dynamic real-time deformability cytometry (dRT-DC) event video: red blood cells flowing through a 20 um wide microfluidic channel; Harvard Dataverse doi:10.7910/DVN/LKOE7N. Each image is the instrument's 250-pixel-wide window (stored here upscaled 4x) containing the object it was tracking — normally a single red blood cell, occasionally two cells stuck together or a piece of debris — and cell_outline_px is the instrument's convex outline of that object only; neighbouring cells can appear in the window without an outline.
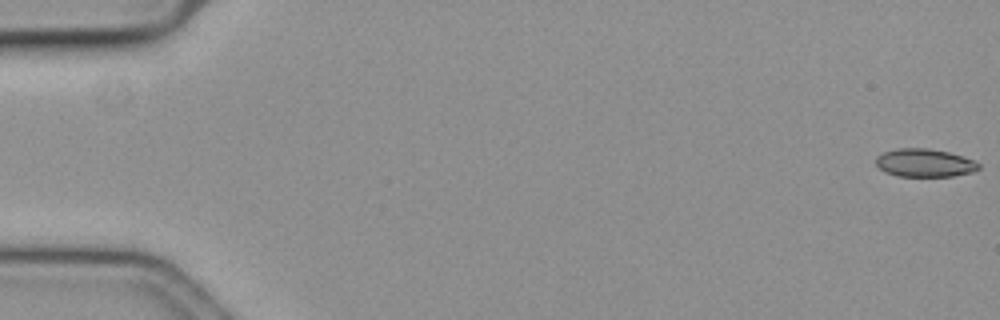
{"species": "common noctule bat (a hibernating species)", "species_latin": "Nyctalus noctula", "temperature_condition": "cold", "stored_images_in_passage": 58, "camera_frame_rate_fps": 3000, "um_per_image_px": 0.085, "animal": {"sex": "female", "body_mass_g": 19.3, "forearm_length_mm": 54.1}, "frame": {"image": 1, "passage_image": 1, "time_ms": 0.0, "image_size_px": [1000, 320], "cell_outline_px": [[980, 168], [972, 172], [952, 176], [896, 176], [884, 172], [876, 164], [876, 156], [884, 152], [896, 148], [928, 148], [948, 152], [972, 160], [980, 164]], "centroid_in_image_um": [78.55, 13.84], "position_along_channel_um": 6.4, "area_um2": 16.76}}
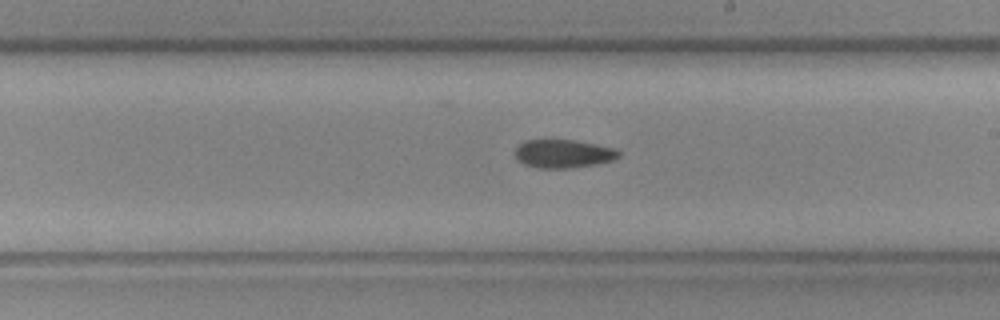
{"frame": {"image": 2, "passage_image": 34, "time_ms": 11.0, "image_size_px": [1000, 320], "cell_outline_px": [[620, 156], [612, 160], [600, 164], [572, 168], [536, 168], [524, 164], [516, 156], [516, 148], [524, 140], [576, 140], [616, 148], [620, 152]], "centroid_in_image_um": [47.93, 13.07], "position_along_channel_um": 241.1, "area_um2": 17.22}}
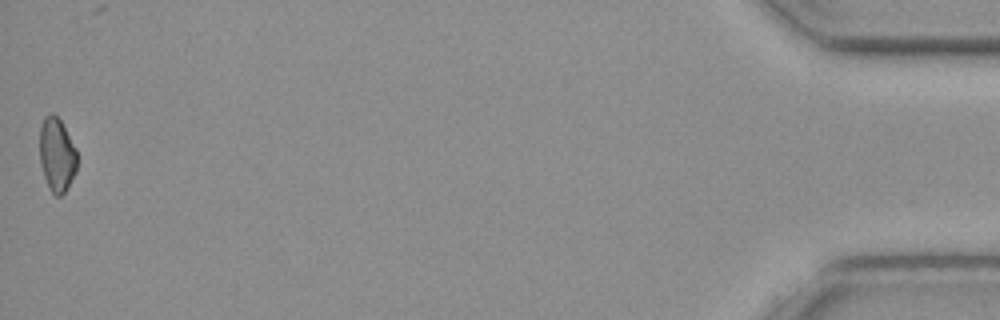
{"frame": {"image": 3, "passage_image": 58, "time_ms": 19.0, "image_size_px": [1000, 320], "cell_outline_px": [[76, 172], [68, 188], [60, 196], [56, 196], [52, 192], [44, 176], [40, 164], [40, 128], [44, 116], [52, 112], [60, 120], [76, 148]], "centroid_in_image_um": [4.83, 13.15], "position_along_channel_um": 430.4, "area_um2": 16.01}, "authors_computed_cell_mechanics": {"area_um2": 17.2244, "velocity_mm_per_s": 3.6397, "shape_relaxation_time_tau1_ms": 7.4282, "shape_relaxation_time_tau2_ms": null, "deformation_change_tau1": 0.0704, "deformation_change_tau2": null}}